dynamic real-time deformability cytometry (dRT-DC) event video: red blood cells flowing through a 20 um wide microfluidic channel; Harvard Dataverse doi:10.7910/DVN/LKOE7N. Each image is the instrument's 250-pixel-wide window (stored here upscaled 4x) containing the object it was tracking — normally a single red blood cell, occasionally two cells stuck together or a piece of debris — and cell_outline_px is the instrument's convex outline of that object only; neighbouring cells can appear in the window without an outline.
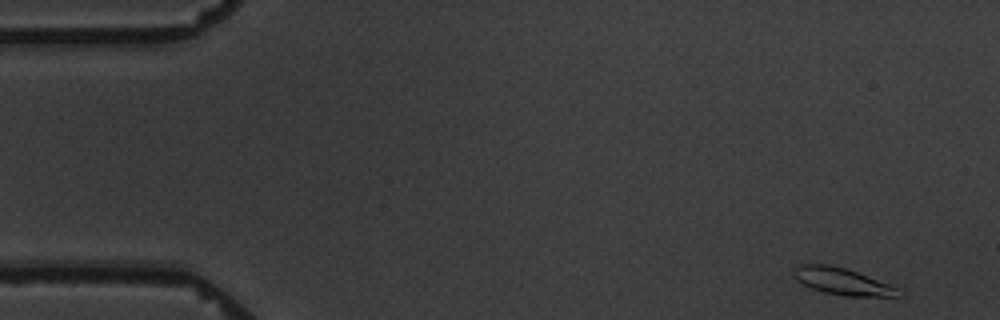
{"species": "common noctule bat (a hibernating species)", "species_latin": "Nyctalus noctula", "temperature_condition": "warm", "stored_images_in_passage": 6, "camera_frame_rate_fps": 3000, "um_per_image_px": 0.085, "animal": {"sex": "male", "body_mass_g": 19.5, "forearm_length_mm": 54.6}, "frame": {"image": 1, "passage_image": 1, "time_ms": 0.0, "image_size_px": [1000, 320], "cell_outline_px": [[896, 296], [844, 296], [824, 292], [812, 288], [796, 280], [792, 276], [792, 268], [796, 264], [828, 264], [844, 268], [856, 272], [888, 284], [896, 288]], "centroid_in_image_um": [71.43, 23.89], "position_along_channel_um": 13.6, "area_um2": 16.01}}
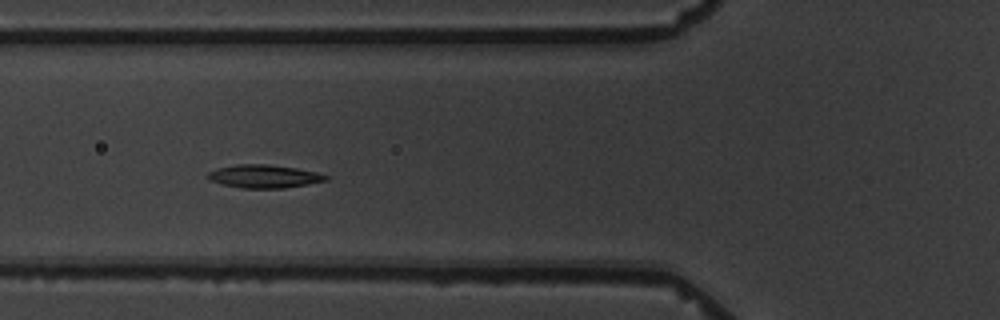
{"frame": {"image": 2, "passage_image": 6, "time_ms": 6.0, "image_size_px": [1000, 320], "cell_outline_px": [[328, 180], [308, 184], [284, 188], [240, 188], [220, 184], [208, 180], [204, 176], [208, 172], [216, 168], [236, 164], [268, 164], [296, 168], [316, 172], [328, 176]], "centroid_in_image_um": [22.37, 14.99], "position_along_channel_um": 103.4, "area_um2": 16.13}}